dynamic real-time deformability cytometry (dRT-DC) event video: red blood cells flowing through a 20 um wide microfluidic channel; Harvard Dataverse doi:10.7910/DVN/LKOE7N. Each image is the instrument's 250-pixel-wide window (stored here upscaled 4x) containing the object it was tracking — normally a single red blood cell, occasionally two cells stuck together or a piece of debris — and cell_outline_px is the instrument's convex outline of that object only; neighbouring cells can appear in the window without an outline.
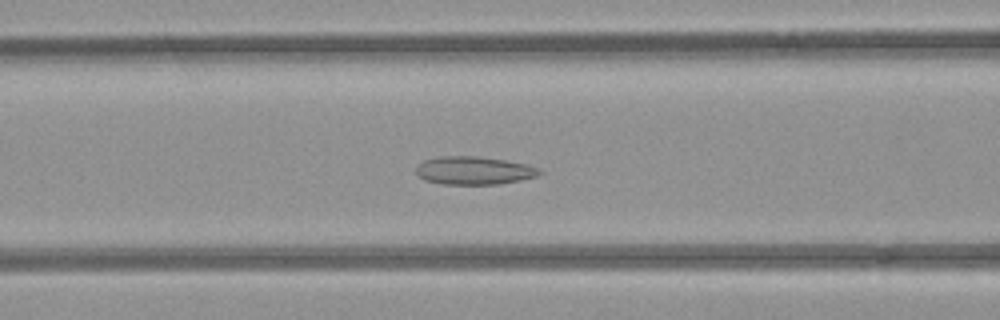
{"species": "common noctule bat (a hibernating species)", "species_latin": "Nyctalus noctula", "temperature_condition": "room temperature", "stored_images_in_passage": 53, "camera_frame_rate_fps": 3000, "um_per_image_px": 0.085, "animal": {"sex": "female", "body_mass_g": 21.9}, "frame": {"image": 1, "passage_image": 21, "time_ms": 6.667, "image_size_px": [1000, 320], "cell_outline_px": [[544, 172], [536, 176], [520, 180], [500, 184], [440, 184], [424, 180], [416, 172], [416, 168], [424, 160], [440, 156], [476, 156], [504, 160], [528, 164], [540, 168]], "centroid_in_image_um": [40.31, 14.49], "position_along_channel_um": 126.3, "area_um2": 20.23}}
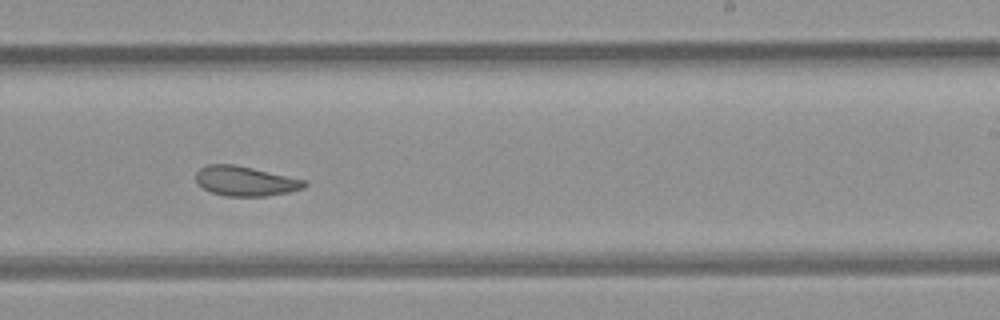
{"frame": {"image": 2, "passage_image": 32, "time_ms": 10.333, "image_size_px": [1000, 320], "cell_outline_px": [[308, 184], [304, 188], [288, 192], [264, 196], [224, 196], [212, 192], [204, 188], [196, 180], [196, 172], [200, 168], [208, 164], [236, 164], [308, 180]], "centroid_in_image_um": [20.9, 15.38], "position_along_channel_um": 268.1, "area_um2": 18.9}}
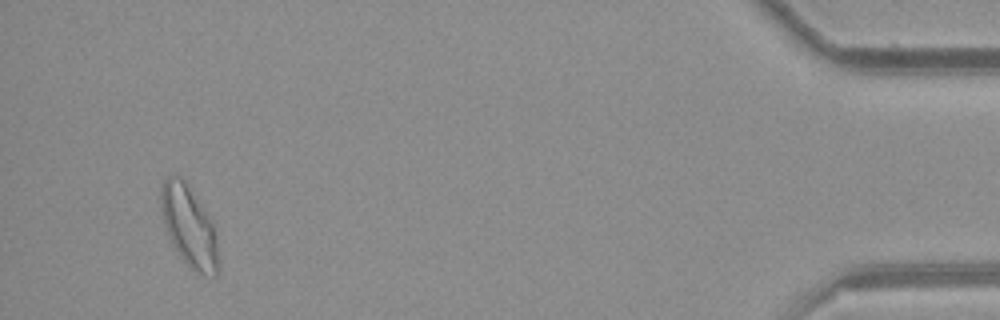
{"frame": {"image": 3, "passage_image": 50, "time_ms": 16.333, "image_size_px": [1000, 320], "cell_outline_px": [[220, 272], [216, 276], [204, 276], [192, 272], [180, 256], [172, 244], [164, 224], [160, 208], [160, 188], [164, 180], [168, 176], [180, 176], [184, 180], [212, 220], [216, 236], [220, 268]], "centroid_in_image_um": [16.09, 19.31], "position_along_channel_um": 419.1, "area_um2": 27.51}, "authors_computed_cell_mechanics": {"area_um2": 22.3686, "velocity_mm_per_s": 3.8741, "shape_relaxation_time_tau1_ms": null, "shape_relaxation_time_tau2_ms": 2.815, "deformation_change_tau1": null, "deformation_change_tau2": 0.093}}